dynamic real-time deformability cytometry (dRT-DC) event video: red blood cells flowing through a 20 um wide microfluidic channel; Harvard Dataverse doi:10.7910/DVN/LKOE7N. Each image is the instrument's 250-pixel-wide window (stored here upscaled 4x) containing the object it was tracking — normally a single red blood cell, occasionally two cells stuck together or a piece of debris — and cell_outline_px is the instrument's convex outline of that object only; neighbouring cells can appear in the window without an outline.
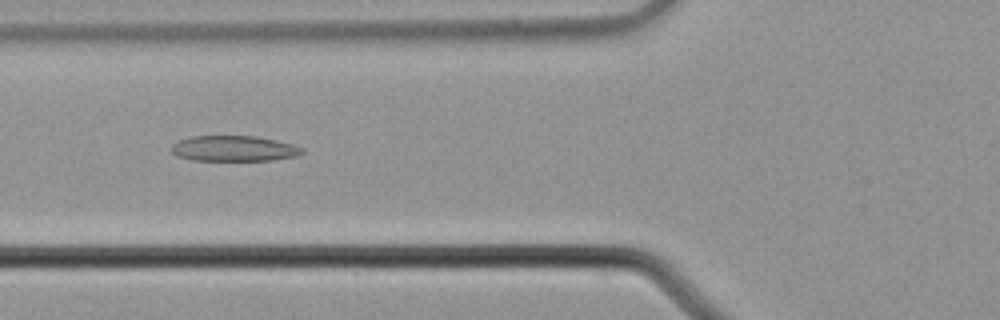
{"species": "common noctule bat (a hibernating species)", "species_latin": "Nyctalus noctula", "temperature_condition": "cold", "stored_images_in_passage": 8, "camera_frame_rate_fps": 3000, "um_per_image_px": 0.085, "animal": {"sex": "male", "body_mass_g": 21.5, "forearm_length_mm": 52.0}, "frame": {"image": 1, "passage_image": 7, "time_ms": 2.0, "image_size_px": [1000, 320], "cell_outline_px": [[304, 152], [296, 156], [272, 160], [192, 160], [176, 156], [172, 152], [172, 144], [176, 140], [188, 136], [256, 136], [276, 140], [292, 144], [304, 148]], "centroid_in_image_um": [19.85, 12.61], "position_along_channel_um": 105.9, "area_um2": 19.59}}
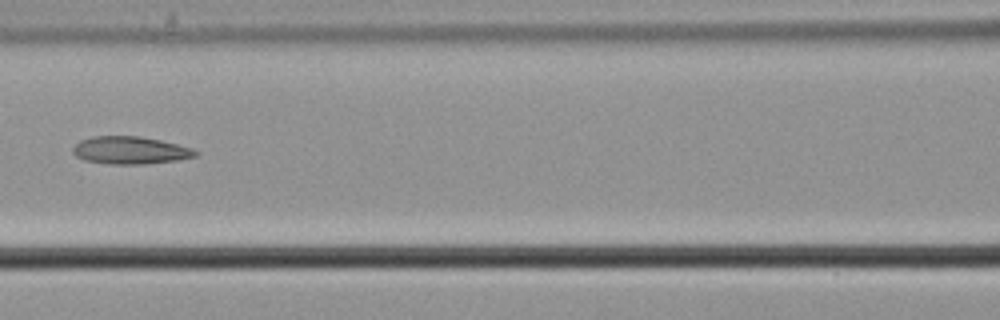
{"frame": {"image": 2, "passage_image": 8, "time_ms": 2.333, "image_size_px": [1000, 320], "cell_outline_px": [[200, 152], [196, 156], [176, 160], [144, 164], [108, 164], [84, 160], [76, 156], [72, 152], [72, 148], [80, 140], [92, 136], [140, 136], [160, 140], [192, 148]], "centroid_in_image_um": [11.05, 12.77], "position_along_channel_um": 155.6, "area_um2": 19.71}}